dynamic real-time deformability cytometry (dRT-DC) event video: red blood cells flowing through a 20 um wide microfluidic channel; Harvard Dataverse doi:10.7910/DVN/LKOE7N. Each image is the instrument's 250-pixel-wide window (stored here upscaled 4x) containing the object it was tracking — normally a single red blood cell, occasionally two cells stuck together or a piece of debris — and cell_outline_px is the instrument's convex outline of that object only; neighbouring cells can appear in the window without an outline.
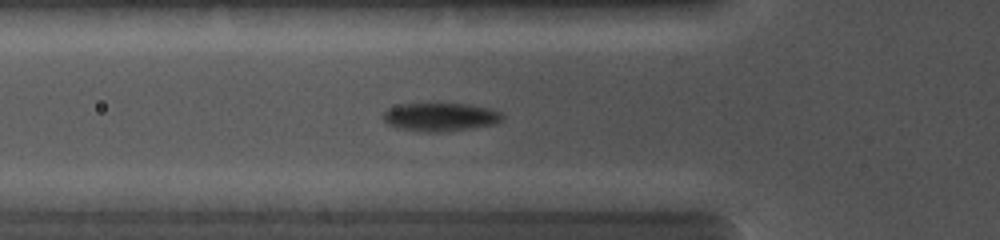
{"species": "common noctule bat (a hibernating species)", "species_latin": "Nyctalus noctula", "temperature_condition": "cold", "stored_images_in_passage": 7, "camera_frame_rate_fps": 5000, "um_per_image_px": 0.085, "animal": {"sex": "female", "body_mass_g": 19.0, "forearm_length_mm": 56.7}, "frame": {"image": 1, "passage_image": 7, "time_ms": 4.0, "image_size_px": [1000, 240], "cell_outline_px": [[504, 120], [496, 124], [440, 132], [420, 132], [400, 128], [388, 124], [384, 120], [384, 112], [388, 108], [400, 104], [468, 104], [492, 108], [504, 112]], "centroid_in_image_um": [37.5, 9.94], "position_along_channel_um": 88.3, "area_um2": 19.77}}